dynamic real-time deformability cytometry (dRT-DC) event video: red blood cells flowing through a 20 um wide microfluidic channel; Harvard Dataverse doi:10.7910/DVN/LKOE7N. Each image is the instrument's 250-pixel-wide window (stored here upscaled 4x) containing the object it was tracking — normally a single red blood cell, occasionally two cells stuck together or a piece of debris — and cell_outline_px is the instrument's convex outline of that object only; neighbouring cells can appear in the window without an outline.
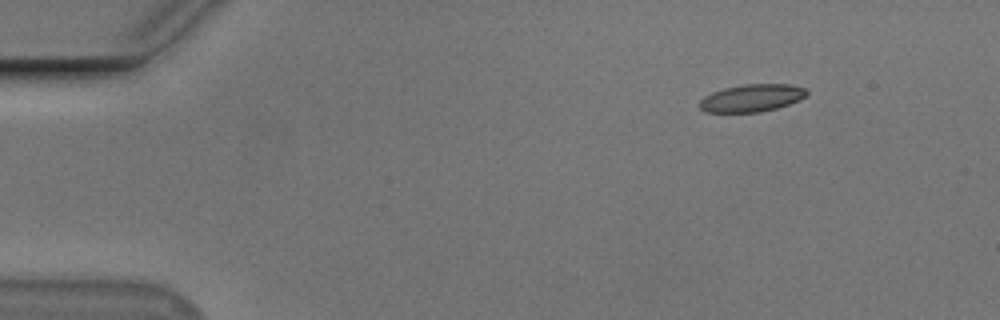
{"species": "Egyptian fruit bat (a non-hibernating species)", "species_latin": "Rousettus aegyptiacus", "temperature_condition": "cold", "stored_images_in_passage": 49, "camera_frame_rate_fps": 3000, "um_per_image_px": 0.085, "animal": {"sex": "male"}, "frame": {"image": 1, "passage_image": 1, "time_ms": 0.0, "image_size_px": [1000, 320], "cell_outline_px": [[808, 92], [800, 100], [776, 108], [760, 112], [704, 112], [696, 104], [704, 96], [712, 92], [724, 88], [744, 84], [788, 84], [808, 88]], "centroid_in_image_um": [63.87, 8.33], "position_along_channel_um": 21.1, "area_um2": 17.28}}
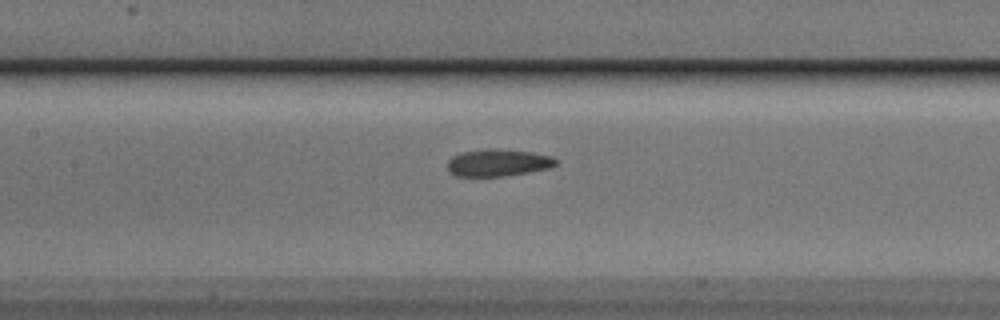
{"frame": {"image": 2, "passage_image": 20, "time_ms": 6.333, "image_size_px": [1000, 320], "cell_outline_px": [[556, 164], [548, 168], [528, 172], [504, 176], [456, 176], [448, 172], [448, 160], [452, 156], [460, 152], [484, 148], [496, 148], [532, 152], [552, 156], [556, 160]], "centroid_in_image_um": [42.28, 13.81], "position_along_channel_um": 165.1, "area_um2": 17.28}}
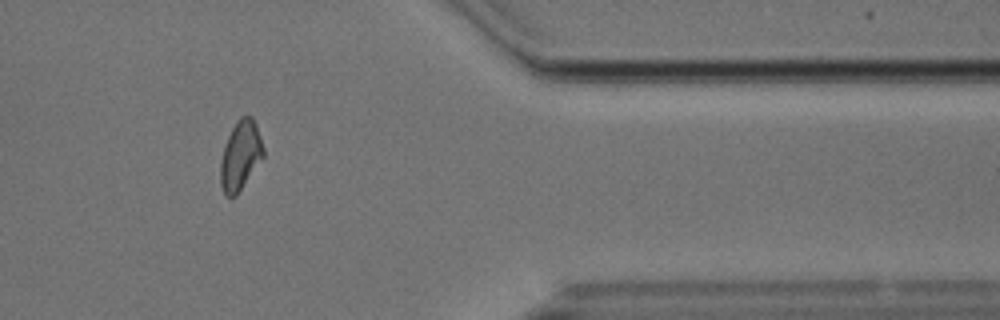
{"frame": {"image": 3, "passage_image": 40, "time_ms": 13.0, "image_size_px": [1000, 320], "cell_outline_px": [[264, 156], [236, 196], [224, 196], [220, 184], [220, 164], [224, 148], [228, 136], [236, 120], [240, 116], [252, 116], [256, 124], [264, 148]], "centroid_in_image_um": [20.43, 13.22], "position_along_channel_um": 391.0, "area_um2": 17.28}, "authors_computed_cell_mechanics": {"area_um2": 17.34, "velocity_mm_per_s": 3.7086, "shape_relaxation_time_tau1_ms": 4.1603, "shape_relaxation_time_tau2_ms": 3.682, "deformation_change_tau1": 0.1441, "deformation_change_tau2": 0.0751}}